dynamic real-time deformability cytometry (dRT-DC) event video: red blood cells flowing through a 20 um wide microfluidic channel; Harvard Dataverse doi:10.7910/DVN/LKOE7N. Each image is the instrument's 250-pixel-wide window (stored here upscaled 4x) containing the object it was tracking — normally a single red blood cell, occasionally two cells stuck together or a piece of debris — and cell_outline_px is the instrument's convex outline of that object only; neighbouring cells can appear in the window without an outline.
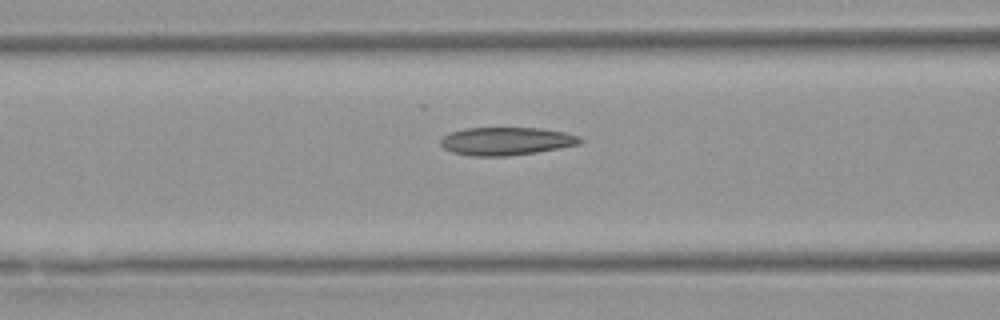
{"species": "Egyptian fruit bat (a non-hibernating species)", "species_latin": "Rousettus aegyptiacus", "temperature_condition": "warm", "stored_images_in_passage": 6, "camera_frame_rate_fps": 3000, "um_per_image_px": 0.085, "animal": {"sex": "female"}, "frame": {"image": 1, "passage_image": 4, "time_ms": 4.333, "image_size_px": [1000, 320], "cell_outline_px": [[584, 140], [580, 144], [560, 148], [536, 152], [508, 156], [468, 156], [452, 152], [444, 148], [440, 144], [440, 140], [448, 132], [464, 128], [540, 128], [564, 132], [580, 136]], "centroid_in_image_um": [43.02, 12.0], "position_along_channel_um": 123.6, "area_um2": 22.95}}